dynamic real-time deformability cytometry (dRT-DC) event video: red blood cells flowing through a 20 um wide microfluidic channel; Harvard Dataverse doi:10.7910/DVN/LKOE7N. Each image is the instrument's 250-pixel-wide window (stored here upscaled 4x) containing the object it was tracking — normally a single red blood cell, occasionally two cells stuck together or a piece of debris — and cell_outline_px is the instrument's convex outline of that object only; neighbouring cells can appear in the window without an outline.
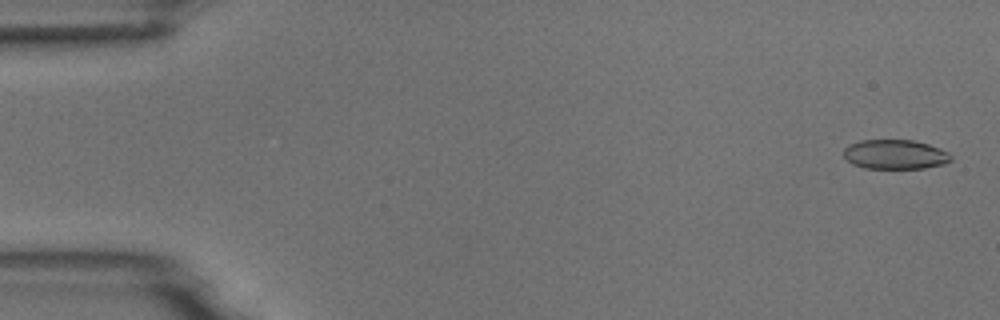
{"species": "common noctule bat (a hibernating species)", "species_latin": "Nyctalus noctula", "temperature_condition": "room temperature", "stored_images_in_passage": 6, "camera_frame_rate_fps": 3000, "um_per_image_px": 0.085, "animal": {"sex": "male", "body_mass_g": 18.8}, "frame": {"image": 1, "passage_image": 1, "time_ms": 0.0, "image_size_px": [1000, 320], "cell_outline_px": [[952, 160], [944, 164], [924, 168], [864, 168], [852, 164], [844, 156], [844, 148], [848, 144], [860, 140], [912, 140], [928, 144], [940, 148], [948, 152], [952, 156]], "centroid_in_image_um": [76.08, 13.12], "position_along_channel_um": 8.9, "area_um2": 18.5}}
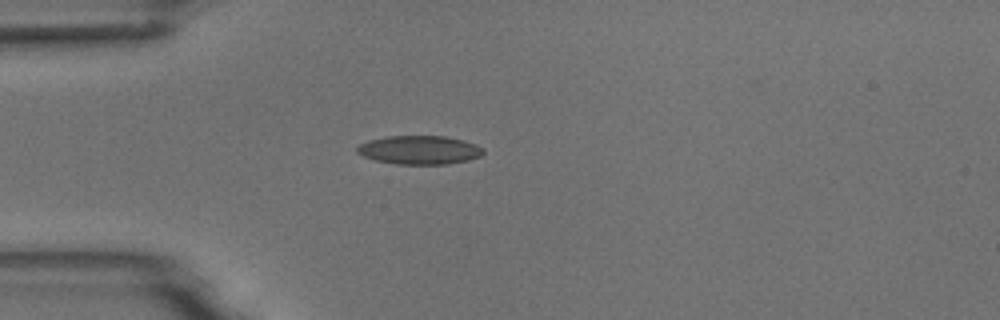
{"frame": {"image": 2, "passage_image": 4, "time_ms": 4.333, "image_size_px": [1000, 320], "cell_outline_px": [[484, 152], [480, 156], [468, 160], [448, 164], [396, 164], [372, 160], [356, 152], [356, 148], [360, 144], [368, 140], [388, 136], [444, 136], [464, 140], [476, 144], [484, 148]], "centroid_in_image_um": [35.65, 12.75], "position_along_channel_um": 49.4, "area_um2": 21.21}}